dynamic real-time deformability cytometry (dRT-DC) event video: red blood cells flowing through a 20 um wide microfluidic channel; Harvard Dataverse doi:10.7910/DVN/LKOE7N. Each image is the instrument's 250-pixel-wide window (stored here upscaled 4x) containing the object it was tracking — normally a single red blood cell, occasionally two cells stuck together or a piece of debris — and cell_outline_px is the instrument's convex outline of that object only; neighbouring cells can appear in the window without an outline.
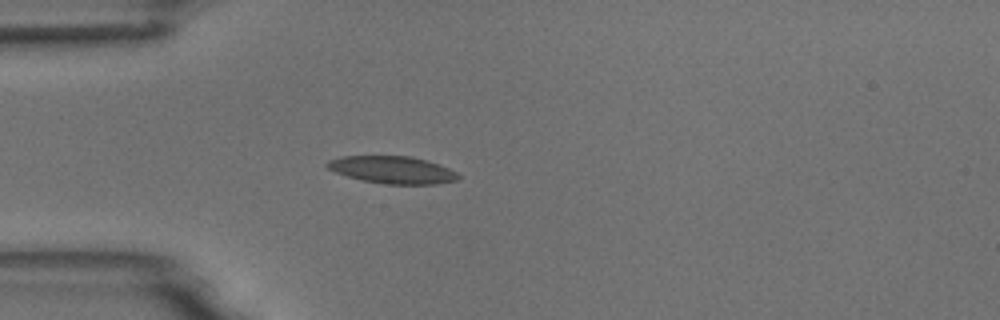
{"species": "common noctule bat (a hibernating species)", "species_latin": "Nyctalus noctula", "temperature_condition": "room temperature", "stored_images_in_passage": 3, "camera_frame_rate_fps": 3000, "um_per_image_px": 0.085, "animal": {"sex": "male", "body_mass_g": 18.8}, "frame": {"image": 1, "passage_image": 3, "time_ms": 3.0, "image_size_px": [1000, 320], "cell_outline_px": [[460, 180], [436, 184], [384, 184], [364, 180], [348, 176], [336, 172], [328, 168], [324, 164], [328, 160], [344, 156], [412, 156], [440, 164], [456, 172], [460, 176]], "centroid_in_image_um": [33.39, 14.43], "position_along_channel_um": 51.6, "area_um2": 20.87}}